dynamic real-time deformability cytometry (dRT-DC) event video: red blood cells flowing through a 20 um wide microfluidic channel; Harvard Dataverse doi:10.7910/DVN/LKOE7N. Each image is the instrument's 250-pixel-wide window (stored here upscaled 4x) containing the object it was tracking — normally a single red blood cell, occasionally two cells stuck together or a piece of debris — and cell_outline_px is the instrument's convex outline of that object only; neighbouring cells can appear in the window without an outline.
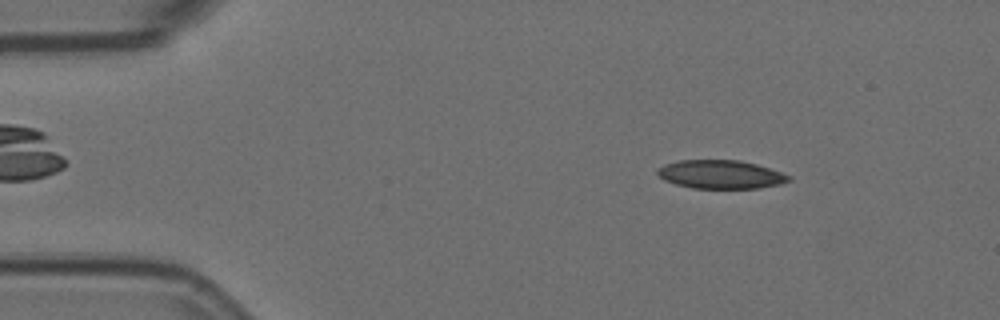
{"species": "Egyptian fruit bat (a non-hibernating species)", "species_latin": "Rousettus aegyptiacus", "temperature_condition": "room temperature", "stored_images_in_passage": 5, "camera_frame_rate_fps": 3000, "um_per_image_px": 0.085, "animal": {"sex": "female"}, "frame": {"image": 1, "passage_image": 2, "time_ms": 0.333, "image_size_px": [1000, 320], "cell_outline_px": [[792, 180], [780, 184], [760, 188], [692, 188], [676, 184], [664, 180], [656, 172], [656, 168], [664, 164], [680, 160], [740, 160], [756, 164], [792, 176]], "centroid_in_image_um": [61.25, 14.82], "position_along_channel_um": 23.7, "area_um2": 21.85}}
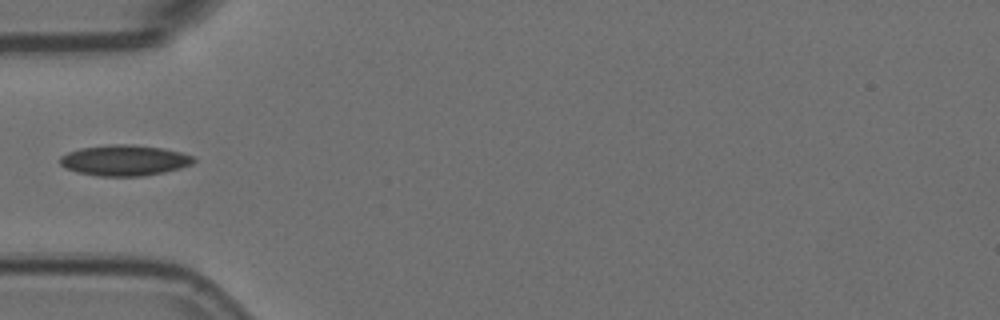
{"frame": {"image": 2, "passage_image": 5, "time_ms": 1.333, "image_size_px": [1000, 320], "cell_outline_px": [[196, 160], [192, 164], [180, 168], [164, 172], [144, 176], [96, 176], [76, 172], [64, 168], [60, 164], [60, 156], [68, 152], [80, 148], [112, 144], [128, 144], [164, 148], [196, 156]], "centroid_in_image_um": [10.58, 13.63], "position_along_channel_um": 74.4, "area_um2": 24.16}}